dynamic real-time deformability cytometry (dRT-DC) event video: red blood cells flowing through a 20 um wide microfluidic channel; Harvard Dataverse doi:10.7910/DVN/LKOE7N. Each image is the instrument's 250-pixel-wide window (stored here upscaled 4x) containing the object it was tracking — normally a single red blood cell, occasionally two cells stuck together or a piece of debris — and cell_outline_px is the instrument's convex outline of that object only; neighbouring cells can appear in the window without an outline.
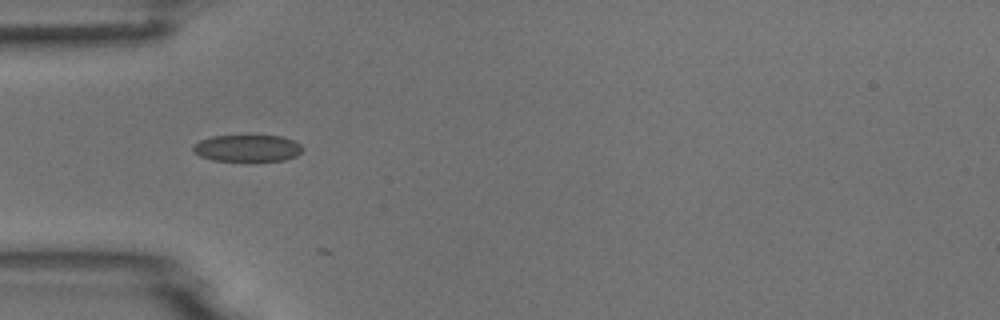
{"species": "common noctule bat (a hibernating species)", "species_latin": "Nyctalus noctula", "temperature_condition": "room temperature", "stored_images_in_passage": 4, "camera_frame_rate_fps": 3000, "um_per_image_px": 0.085, "animal": {"sex": "male", "body_mass_g": 18.8}, "frame": {"image": 1, "passage_image": 1, "time_ms": 0.0, "image_size_px": [1000, 320], "cell_outline_px": [[304, 148], [296, 156], [284, 160], [252, 164], [248, 164], [212, 160], [200, 156], [192, 148], [192, 144], [200, 140], [212, 136], [280, 136], [292, 140], [300, 144]], "centroid_in_image_um": [21.02, 12.65], "position_along_channel_um": 64.0, "area_um2": 17.92}}